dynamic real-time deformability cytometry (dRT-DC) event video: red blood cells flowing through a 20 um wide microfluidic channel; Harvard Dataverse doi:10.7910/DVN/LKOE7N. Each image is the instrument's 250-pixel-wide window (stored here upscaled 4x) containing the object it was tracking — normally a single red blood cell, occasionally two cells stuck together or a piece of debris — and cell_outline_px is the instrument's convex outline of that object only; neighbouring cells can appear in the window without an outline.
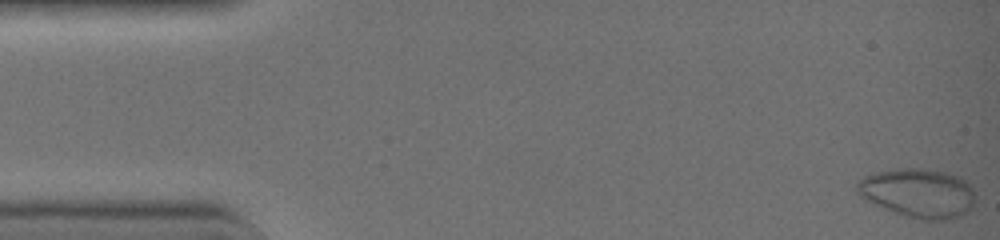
{"species": "common noctule bat (a hibernating species)", "species_latin": "Nyctalus noctula", "temperature_condition": "warm", "stored_images_in_passage": 46, "camera_frame_rate_fps": 3000, "um_per_image_px": 0.085, "animal": {"sex": "female", "body_mass_g": 19.0, "forearm_length_mm": 51.5}, "frame": {"image": 1, "passage_image": 1, "time_ms": 0.0, "image_size_px": [1000, 240], "cell_outline_px": [[976, 200], [972, 208], [968, 212], [960, 216], [944, 220], [920, 220], [904, 216], [884, 208], [860, 196], [856, 192], [856, 184], [864, 176], [876, 172], [900, 168], [924, 168], [948, 172], [960, 176], [968, 180], [976, 192]], "centroid_in_image_um": [78.12, 16.4], "position_along_channel_um": 6.9, "area_um2": 34.45}}
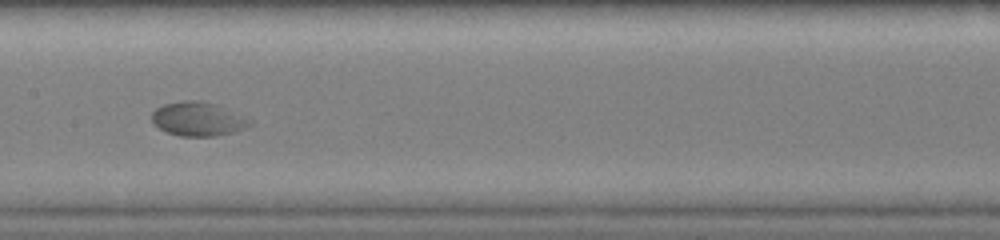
{"frame": {"image": 2, "passage_image": 24, "time_ms": 7.667, "image_size_px": [1000, 240], "cell_outline_px": [[252, 124], [248, 128], [236, 132], [216, 136], [180, 136], [168, 132], [152, 124], [152, 112], [156, 108], [164, 104], [184, 100], [200, 100], [212, 104]], "centroid_in_image_um": [16.71, 10.14], "position_along_channel_um": 190.7, "area_um2": 18.67}}
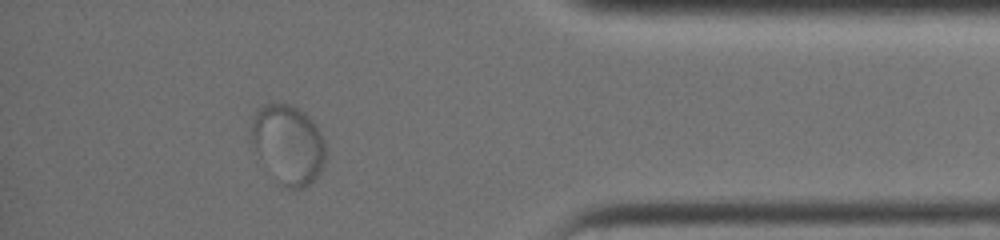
{"frame": {"image": 3, "passage_image": 41, "time_ms": 13.333, "image_size_px": [1000, 240], "cell_outline_px": [[324, 160], [320, 172], [304, 188], [284, 188], [276, 184], [252, 152], [252, 120], [256, 108], [264, 104], [292, 104], [304, 112], [316, 124], [324, 140]], "centroid_in_image_um": [24.43, 12.3], "position_along_channel_um": 410.8, "area_um2": 34.97}}